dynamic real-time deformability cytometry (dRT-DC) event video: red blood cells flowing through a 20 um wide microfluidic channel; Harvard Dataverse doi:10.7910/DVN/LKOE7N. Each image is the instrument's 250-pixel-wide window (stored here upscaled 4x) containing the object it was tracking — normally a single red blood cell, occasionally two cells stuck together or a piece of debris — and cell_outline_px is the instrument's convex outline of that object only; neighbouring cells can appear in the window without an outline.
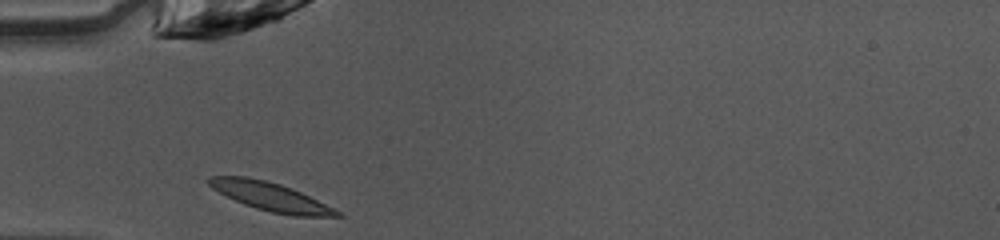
{"species": "common noctule bat (a hibernating species)", "species_latin": "Nyctalus noctula", "temperature_condition": "warm", "stored_images_in_passage": 28, "camera_frame_rate_fps": 3000, "um_per_image_px": 0.085, "animal": {"sex": "female", "body_mass_g": 10.0, "forearm_length_mm": 53.1}, "frame": {"image": 1, "passage_image": 1, "time_ms": 0.0, "image_size_px": [1000, 240], "cell_outline_px": [[344, 216], [292, 216], [272, 212], [256, 208], [244, 204], [212, 188], [208, 184], [208, 176], [248, 176], [280, 184], [292, 188], [344, 212]], "centroid_in_image_um": [23.06, 16.72], "position_along_channel_um": 61.9, "area_um2": 21.15}}
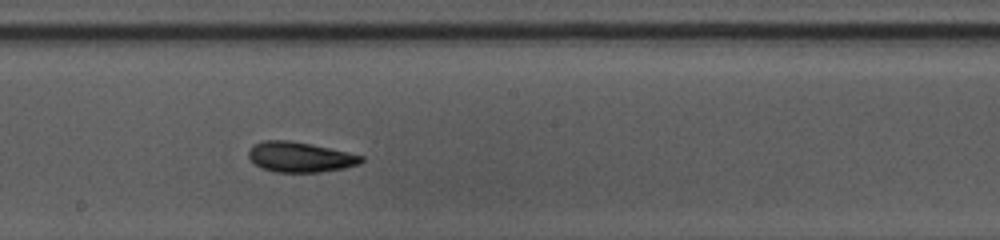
{"frame": {"image": 2, "passage_image": 13, "time_ms": 4.0, "image_size_px": [1000, 240], "cell_outline_px": [[364, 160], [360, 164], [344, 168], [320, 172], [276, 172], [260, 168], [248, 156], [248, 152], [252, 144], [264, 140], [288, 140], [312, 144], [348, 152], [364, 156]], "centroid_in_image_um": [25.5, 13.34], "position_along_channel_um": 222.7, "area_um2": 19.94}}
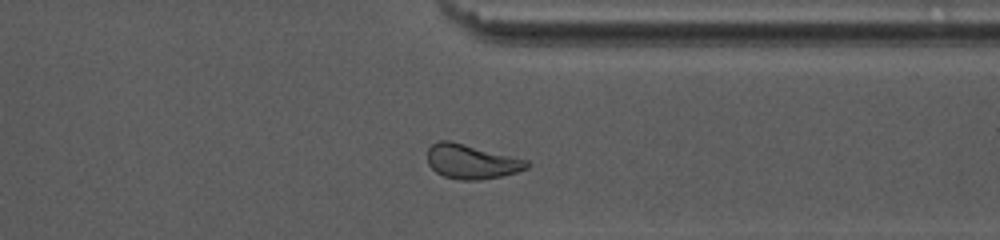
{"frame": {"image": 3, "passage_image": 24, "time_ms": 7.667, "image_size_px": [1000, 240], "cell_outline_px": [[532, 164], [528, 168], [516, 172], [500, 176], [476, 180], [460, 180], [444, 176], [436, 172], [428, 164], [428, 148], [436, 140], [452, 140], [528, 160]], "centroid_in_image_um": [40.08, 13.71], "position_along_channel_um": 371.3, "area_um2": 20.11}, "authors_computed_cell_mechanics": {"area_um2": 19.4786, "velocity_mm_per_s": 4.0659, "shape_relaxation_time_tau1_ms": 2.8009, "shape_relaxation_time_tau2_ms": 2.8616, "deformation_change_tau1": 0.1262, "deformation_change_tau2": 0.091}}